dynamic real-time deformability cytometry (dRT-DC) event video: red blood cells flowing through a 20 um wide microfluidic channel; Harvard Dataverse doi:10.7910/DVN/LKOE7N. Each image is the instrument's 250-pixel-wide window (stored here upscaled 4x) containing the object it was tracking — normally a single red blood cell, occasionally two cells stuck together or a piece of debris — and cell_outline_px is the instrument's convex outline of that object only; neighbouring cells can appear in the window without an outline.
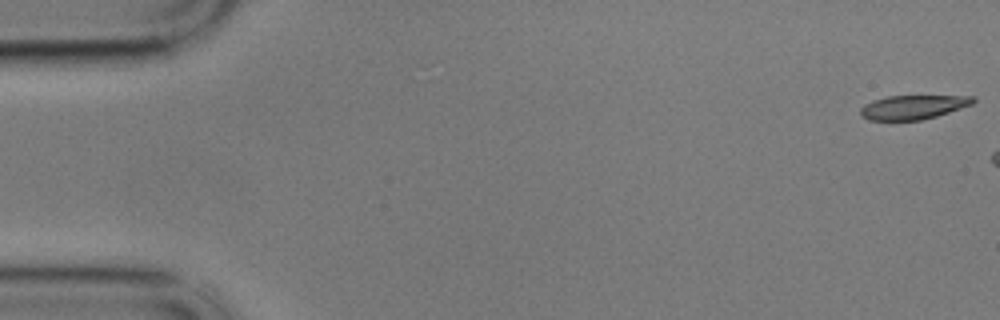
{"species": "common noctule bat (a hibernating species)", "species_latin": "Nyctalus noctula", "temperature_condition": "cold", "stored_images_in_passage": 7, "camera_frame_rate_fps": 3000, "um_per_image_px": 0.085, "animal": {"sex": "male", "body_mass_g": 17.9}, "frame": {"image": 1, "passage_image": 1, "time_ms": 0.0, "image_size_px": [1000, 320], "cell_outline_px": [[976, 100], [972, 104], [936, 116], [920, 120], [868, 120], [860, 116], [860, 108], [864, 104], [872, 100], [888, 96], [976, 96]], "centroid_in_image_um": [77.57, 9.1], "position_along_channel_um": 7.4, "area_um2": 15.78}}